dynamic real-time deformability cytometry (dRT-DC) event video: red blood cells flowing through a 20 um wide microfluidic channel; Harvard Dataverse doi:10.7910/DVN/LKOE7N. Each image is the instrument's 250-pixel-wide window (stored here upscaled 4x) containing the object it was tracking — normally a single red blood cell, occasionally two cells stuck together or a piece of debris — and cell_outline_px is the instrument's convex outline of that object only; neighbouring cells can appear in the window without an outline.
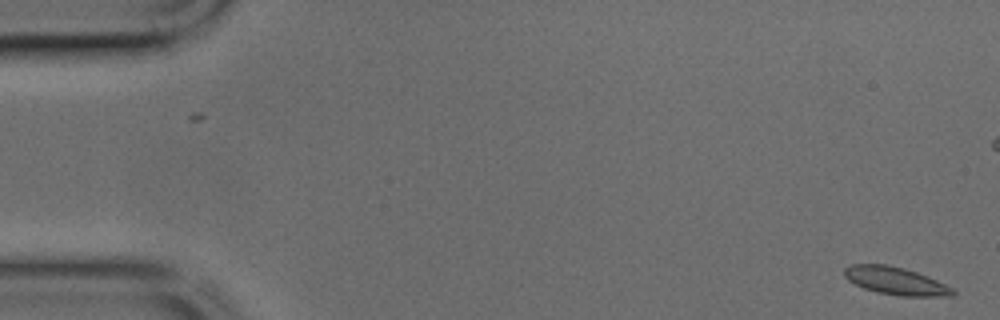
{"species": "common noctule bat (a hibernating species)", "species_latin": "Nyctalus noctula", "temperature_condition": "cold", "stored_images_in_passage": 46, "camera_frame_rate_fps": 3000, "um_per_image_px": 0.085, "animal": {"sex": "male", "body_mass_g": 17.9, "forearm_length_mm": 54.2}, "frame": {"image": 1, "passage_image": 1, "time_ms": 0.0, "image_size_px": [1000, 320], "cell_outline_px": [[956, 296], [900, 296], [876, 292], [864, 288], [848, 280], [844, 276], [844, 268], [852, 264], [884, 264], [904, 268], [928, 276], [952, 288], [956, 292]], "centroid_in_image_um": [76.13, 23.88], "position_along_channel_um": 8.9, "area_um2": 17.46}}
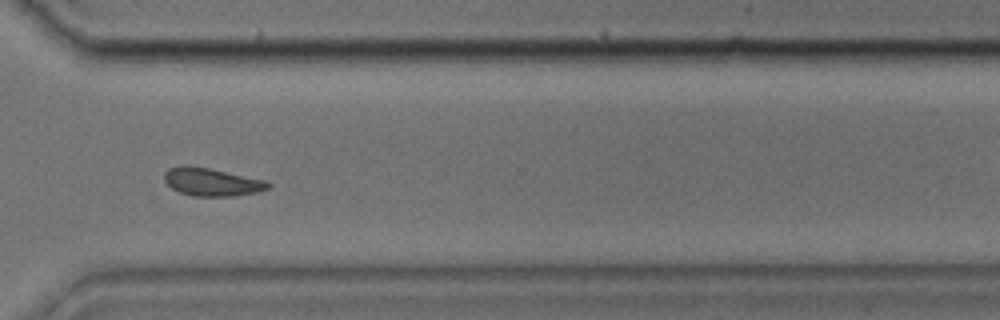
{"frame": {"image": 2, "passage_image": 33, "time_ms": 10.667, "image_size_px": [1000, 320], "cell_outline_px": [[272, 184], [268, 188], [256, 192], [232, 196], [192, 196], [180, 192], [172, 188], [164, 180], [164, 172], [168, 168], [180, 164], [188, 164], [268, 180]], "centroid_in_image_um": [17.98, 15.44], "position_along_channel_um": 352.6, "area_um2": 17.11}}
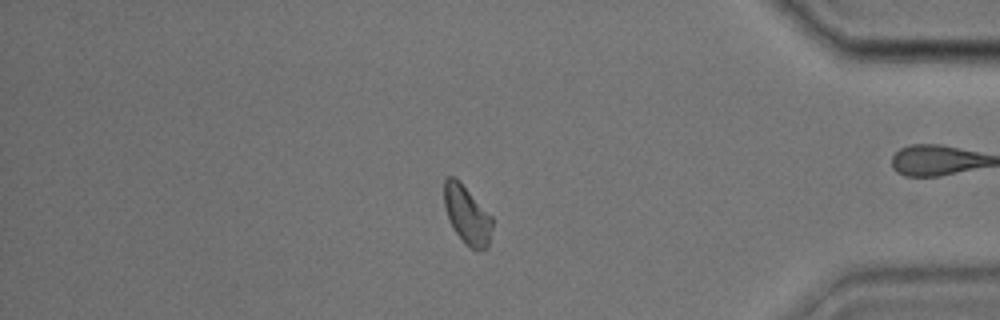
{"frame": {"image": 3, "passage_image": 38, "time_ms": 12.333, "image_size_px": [1000, 320], "cell_outline_px": [[492, 228], [488, 248], [472, 248], [452, 228], [448, 220], [444, 208], [444, 180], [448, 176], [456, 176], [460, 180], [492, 216]], "centroid_in_image_um": [39.68, 18.19], "position_along_channel_um": 395.5, "area_um2": 16.36}}